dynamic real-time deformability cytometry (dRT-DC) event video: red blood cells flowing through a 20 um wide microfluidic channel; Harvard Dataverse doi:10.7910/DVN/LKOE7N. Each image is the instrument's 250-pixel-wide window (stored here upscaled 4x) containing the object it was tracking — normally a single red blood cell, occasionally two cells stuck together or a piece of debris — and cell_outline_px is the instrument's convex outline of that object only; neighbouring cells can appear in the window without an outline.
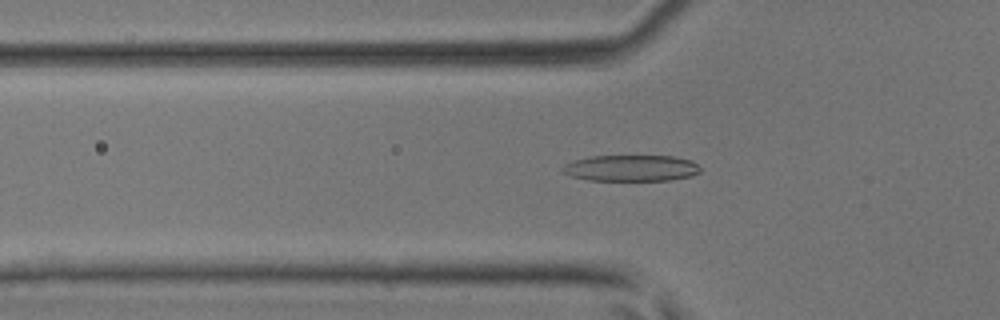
{"species": "common noctule bat (a hibernating species)", "species_latin": "Nyctalus noctula", "temperature_condition": "room temperature", "stored_images_in_passage": 29, "camera_frame_rate_fps": 3000, "um_per_image_px": 0.085, "animal": {"sex": "male", "body_mass_g": 17.9, "forearm_length_mm": 54.2}, "frame": {"image": 1, "passage_image": 11, "time_ms": 3.333, "image_size_px": [1000, 320], "cell_outline_px": [[700, 172], [692, 176], [668, 180], [588, 180], [572, 176], [560, 172], [560, 168], [564, 164], [576, 160], [592, 156], [676, 156], [692, 160], [700, 168]], "centroid_in_image_um": [53.64, 14.28], "position_along_channel_um": 72.2, "area_um2": 21.1}}
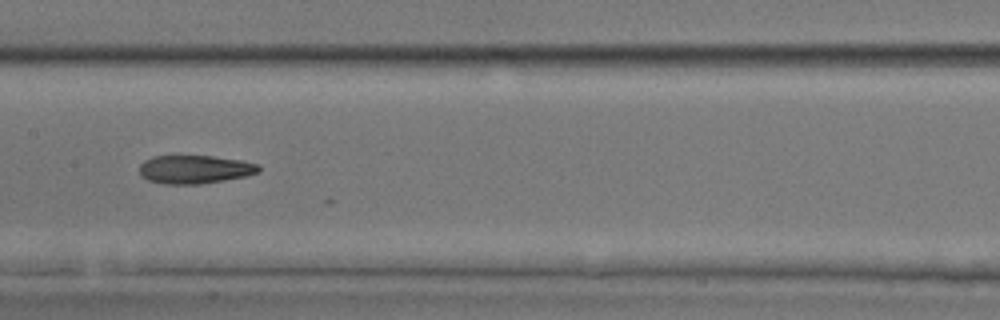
{"frame": {"image": 2, "passage_image": 19, "time_ms": 6.0, "image_size_px": [1000, 320], "cell_outline_px": [[260, 172], [244, 176], [224, 180], [200, 184], [164, 184], [148, 180], [140, 176], [140, 164], [144, 160], [152, 156], [212, 156], [240, 160], [260, 164]], "centroid_in_image_um": [16.54, 14.39], "position_along_channel_um": 190.9, "area_um2": 19.77}}
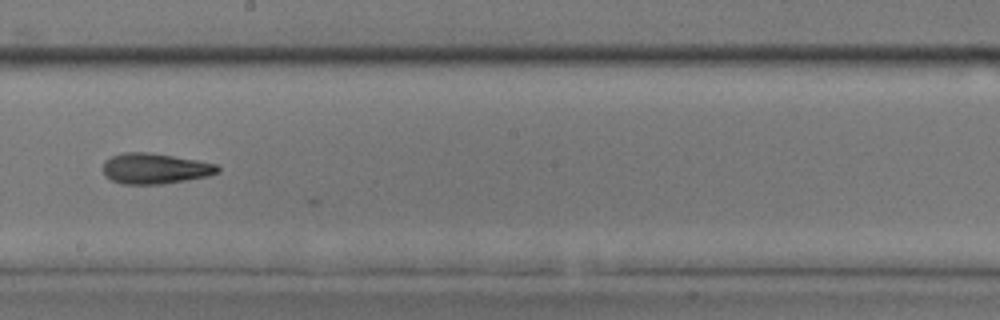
{"frame": {"image": 3, "passage_image": 22, "time_ms": 7.0, "image_size_px": [1000, 320], "cell_outline_px": [[220, 172], [208, 176], [160, 184], [124, 184], [112, 180], [104, 176], [104, 160], [112, 156], [124, 152], [148, 152], [196, 160], [216, 164], [220, 168]], "centroid_in_image_um": [13.16, 14.32], "position_along_channel_um": 235.0, "area_um2": 20.29}}